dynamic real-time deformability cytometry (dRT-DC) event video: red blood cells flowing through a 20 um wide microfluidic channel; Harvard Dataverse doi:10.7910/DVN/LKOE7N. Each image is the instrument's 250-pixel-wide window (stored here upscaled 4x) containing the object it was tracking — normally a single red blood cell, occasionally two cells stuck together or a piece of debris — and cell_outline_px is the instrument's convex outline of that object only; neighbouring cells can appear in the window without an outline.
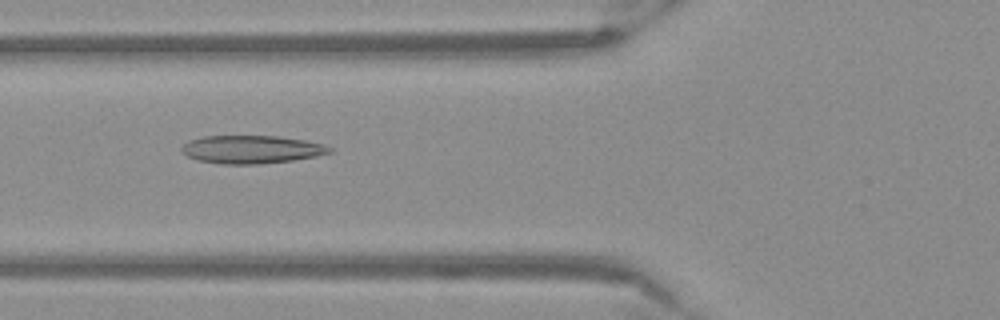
{"species": "Egyptian fruit bat (a non-hibernating species)", "species_latin": "Rousettus aegyptiacus", "temperature_condition": "warm", "stored_images_in_passage": 53, "camera_frame_rate_fps": 3000, "um_per_image_px": 0.085, "frame": {"image": 1, "passage_image": 20, "time_ms": 6.333, "image_size_px": [1000, 320], "cell_outline_px": [[332, 152], [316, 156], [292, 160], [256, 164], [220, 164], [196, 160], [188, 156], [180, 148], [188, 140], [204, 136], [276, 136], [304, 140], [324, 144], [332, 148]], "centroid_in_image_um": [21.36, 12.7], "position_along_channel_um": 104.4, "area_um2": 24.1}}
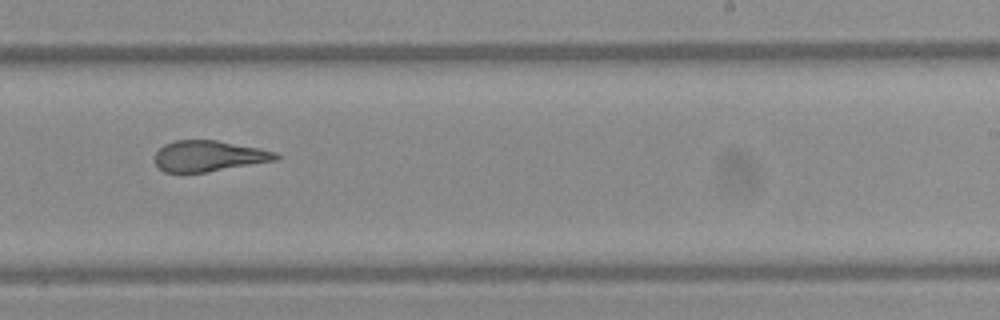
{"frame": {"image": 2, "passage_image": 33, "time_ms": 10.667, "image_size_px": [1000, 320], "cell_outline_px": [[280, 160], [204, 172], [164, 172], [156, 164], [156, 152], [164, 144], [176, 140], [216, 140], [260, 148], [276, 152], [280, 156]], "centroid_in_image_um": [17.79, 13.25], "position_along_channel_um": 271.2, "area_um2": 21.68}}
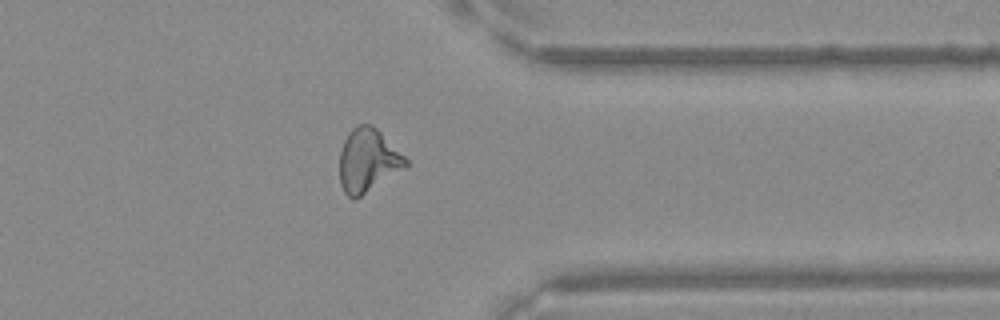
{"frame": {"image": 3, "passage_image": 42, "time_ms": 13.667, "image_size_px": [1000, 320], "cell_outline_px": [[408, 164], [404, 168], [356, 200], [352, 200], [344, 192], [340, 184], [340, 152], [344, 140], [348, 132], [352, 128], [360, 124], [372, 124], [408, 160]], "centroid_in_image_um": [31.24, 13.66], "position_along_channel_um": 380.2, "area_um2": 24.28}}